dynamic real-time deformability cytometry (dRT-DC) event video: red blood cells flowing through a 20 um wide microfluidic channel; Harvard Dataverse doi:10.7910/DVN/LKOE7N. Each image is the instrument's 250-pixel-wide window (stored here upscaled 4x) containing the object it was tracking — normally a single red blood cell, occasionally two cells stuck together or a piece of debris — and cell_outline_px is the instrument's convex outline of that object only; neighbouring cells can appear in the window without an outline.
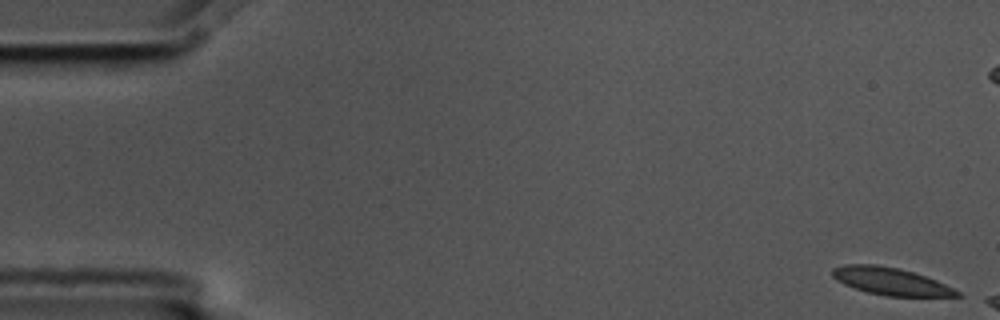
{"species": "common noctule bat (a hibernating species)", "species_latin": "Nyctalus noctula", "temperature_condition": "cold", "stored_images_in_passage": 4, "camera_frame_rate_fps": 3000, "um_per_image_px": 0.085, "animal": {"sex": "male", "body_mass_g": 17.5, "forearm_length_mm": 52.3}, "frame": {"image": 1, "passage_image": 1, "time_ms": 0.0, "image_size_px": [1000, 320], "cell_outline_px": [[964, 296], [884, 296], [868, 292], [844, 284], [836, 280], [832, 276], [832, 268], [844, 264], [876, 264], [900, 268], [936, 280], [960, 292]], "centroid_in_image_um": [75.68, 23.9], "position_along_channel_um": 9.3, "area_um2": 19.77}}